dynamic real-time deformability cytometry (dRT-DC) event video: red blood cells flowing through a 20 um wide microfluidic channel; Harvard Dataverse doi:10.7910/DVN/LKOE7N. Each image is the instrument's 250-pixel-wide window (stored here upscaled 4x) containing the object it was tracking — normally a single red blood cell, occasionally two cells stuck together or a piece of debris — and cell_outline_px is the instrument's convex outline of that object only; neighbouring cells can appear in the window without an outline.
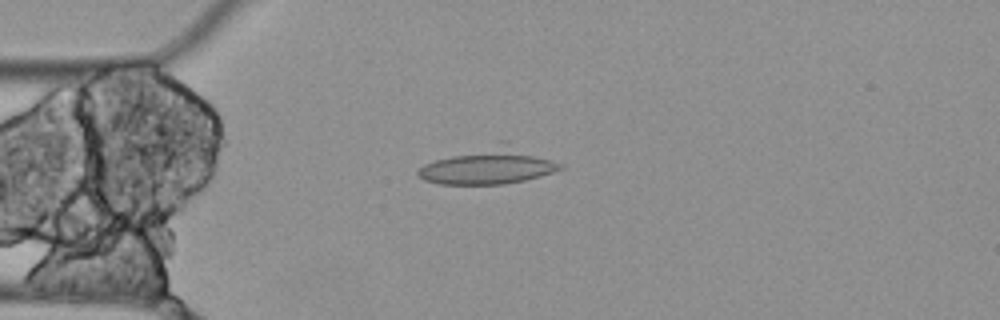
{"species": "Egyptian fruit bat (a non-hibernating species)", "species_latin": "Rousettus aegyptiacus", "temperature_condition": "cold", "stored_images_in_passage": 4, "camera_frame_rate_fps": 3000, "um_per_image_px": 0.085, "animal": {"sex": "female"}, "frame": {"image": 1, "passage_image": 4, "time_ms": 1.0, "image_size_px": [1000, 320], "cell_outline_px": [[564, 168], [540, 176], [524, 180], [504, 184], [440, 184], [424, 180], [416, 172], [424, 164], [436, 160], [500, 140], [508, 140], [564, 164]], "centroid_in_image_um": [41.62, 14.07], "position_along_channel_um": 43.4, "area_um2": 30.29}}